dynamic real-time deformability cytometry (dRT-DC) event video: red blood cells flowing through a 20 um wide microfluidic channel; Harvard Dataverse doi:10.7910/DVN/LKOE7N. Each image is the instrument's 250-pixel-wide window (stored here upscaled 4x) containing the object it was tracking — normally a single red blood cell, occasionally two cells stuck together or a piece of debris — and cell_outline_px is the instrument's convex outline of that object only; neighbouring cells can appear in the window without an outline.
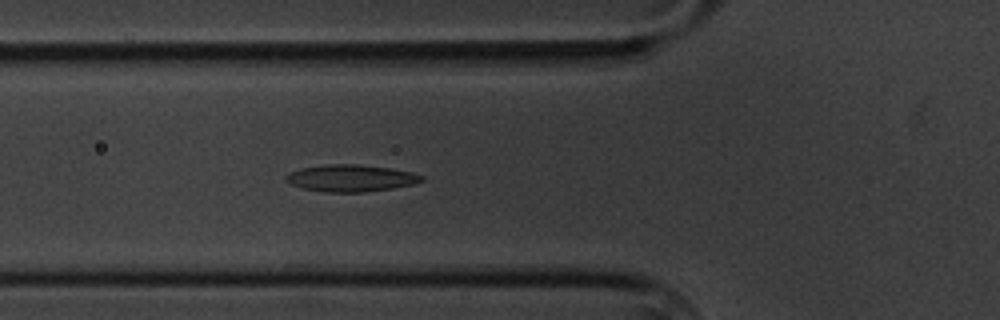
{"species": "common noctule bat (a hibernating species)", "species_latin": "Nyctalus noctula", "temperature_condition": "cold", "stored_images_in_passage": 5, "camera_frame_rate_fps": 3000, "um_per_image_px": 0.085, "animal": {"sex": "male", "body_mass_g": 20.1, "forearm_length_mm": 53.5}, "frame": {"image": 1, "passage_image": 5, "time_ms": 5.333, "image_size_px": [1000, 320], "cell_outline_px": [[424, 180], [416, 184], [392, 188], [364, 192], [324, 192], [304, 188], [292, 184], [284, 180], [284, 176], [288, 172], [300, 168], [328, 164], [360, 164], [392, 168], [412, 172], [424, 176]], "centroid_in_image_um": [29.83, 15.13], "position_along_channel_um": 96.0, "area_um2": 21.5}}